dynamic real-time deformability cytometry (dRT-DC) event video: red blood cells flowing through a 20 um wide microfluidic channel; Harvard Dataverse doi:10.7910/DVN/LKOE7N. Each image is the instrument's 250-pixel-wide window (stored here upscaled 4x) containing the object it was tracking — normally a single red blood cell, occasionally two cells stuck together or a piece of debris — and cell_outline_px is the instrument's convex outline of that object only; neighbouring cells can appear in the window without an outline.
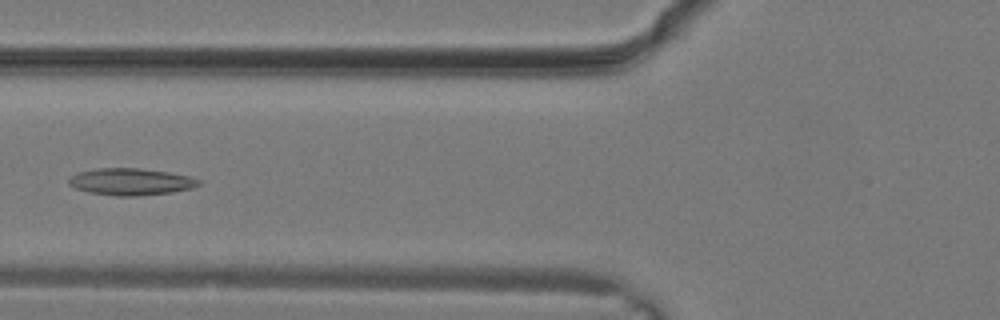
{"species": "common noctule bat (a hibernating species)", "species_latin": "Nyctalus noctula", "temperature_condition": "warm", "stored_images_in_passage": 8, "camera_frame_rate_fps": 3000, "um_per_image_px": 0.085, "animal": {"sex": "male", "body_mass_g": 19.2, "forearm_length_mm": 51.8}, "frame": {"image": 1, "passage_image": 7, "time_ms": 2.0, "image_size_px": [1000, 320], "cell_outline_px": [[200, 184], [192, 188], [172, 192], [136, 196], [116, 196], [88, 192], [76, 188], [68, 184], [68, 180], [72, 176], [80, 172], [96, 168], [140, 168], [168, 172], [188, 176], [200, 180]], "centroid_in_image_um": [11.12, 15.45], "position_along_channel_um": 114.7, "area_um2": 20.23}}